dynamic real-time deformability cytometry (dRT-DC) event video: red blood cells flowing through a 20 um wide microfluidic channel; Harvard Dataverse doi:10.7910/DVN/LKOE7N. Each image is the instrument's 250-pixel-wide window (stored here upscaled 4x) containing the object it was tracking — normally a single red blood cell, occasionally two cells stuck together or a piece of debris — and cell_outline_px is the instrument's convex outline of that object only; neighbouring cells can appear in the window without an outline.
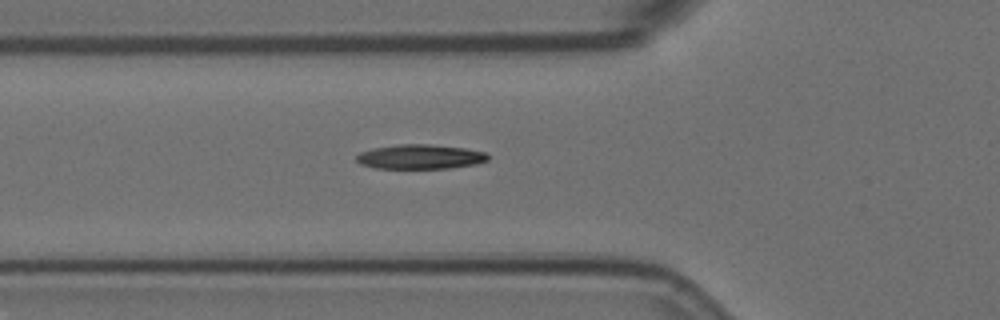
{"species": "Egyptian fruit bat (a non-hibernating species)", "species_latin": "Rousettus aegyptiacus", "temperature_condition": "room temperature", "stored_images_in_passage": 39, "camera_frame_rate_fps": 3000, "um_per_image_px": 0.085, "animal": {"sex": "female"}, "frame": {"image": 1, "passage_image": 2, "time_ms": 0.333, "image_size_px": [1000, 320], "cell_outline_px": [[488, 160], [476, 164], [448, 168], [376, 168], [360, 164], [356, 160], [356, 156], [360, 152], [372, 148], [400, 144], [428, 144], [464, 148], [484, 152], [488, 156]], "centroid_in_image_um": [35.68, 13.32], "position_along_channel_um": 90.1, "area_um2": 18.67}}
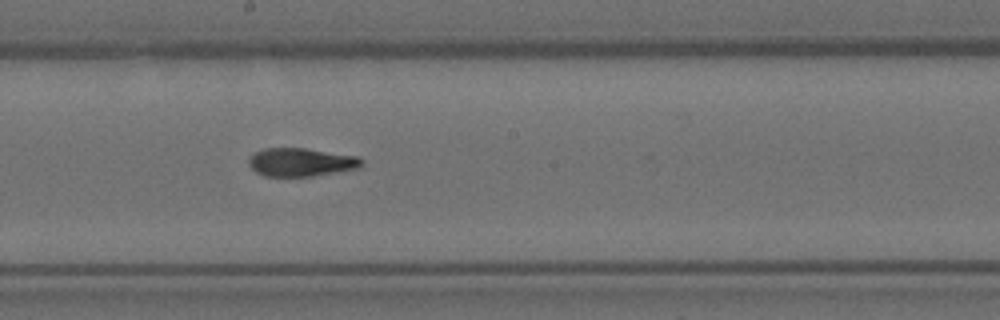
{"frame": {"image": 2, "passage_image": 13, "time_ms": 4.0, "image_size_px": [1000, 320], "cell_outline_px": [[364, 164], [360, 168], [312, 176], [264, 176], [256, 172], [248, 164], [248, 160], [252, 152], [264, 148], [304, 148], [360, 156], [364, 160]], "centroid_in_image_um": [25.61, 13.78], "position_along_channel_um": 222.6, "area_um2": 18.9}}
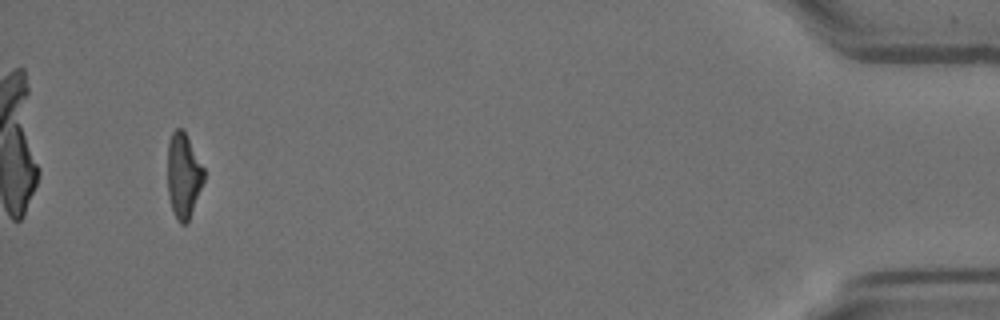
{"frame": {"image": 3, "passage_image": 36, "time_ms": 11.667, "image_size_px": [1000, 320], "cell_outline_px": [[204, 180], [188, 224], [180, 224], [176, 220], [168, 196], [168, 140], [172, 132], [176, 128], [184, 128], [204, 168]], "centroid_in_image_um": [15.6, 14.91], "position_along_channel_um": 419.6, "area_um2": 18.26}}